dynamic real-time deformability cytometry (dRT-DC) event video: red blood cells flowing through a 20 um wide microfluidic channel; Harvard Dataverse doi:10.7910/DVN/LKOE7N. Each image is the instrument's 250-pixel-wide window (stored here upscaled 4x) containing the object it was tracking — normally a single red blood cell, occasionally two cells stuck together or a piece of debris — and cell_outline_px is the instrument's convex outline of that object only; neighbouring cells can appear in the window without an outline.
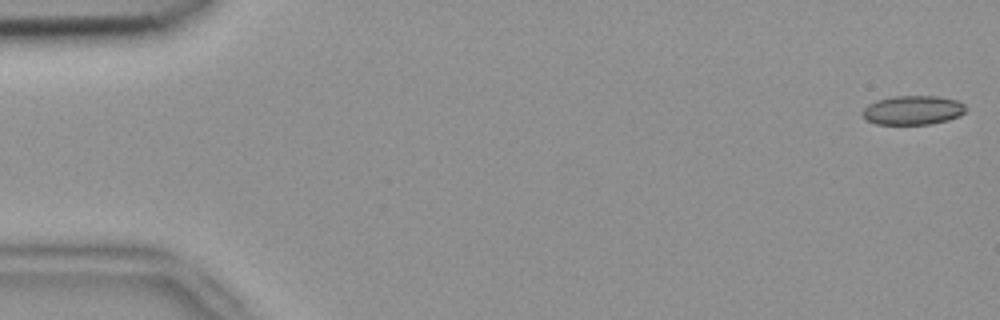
{"species": "common noctule bat (a hibernating species)", "species_latin": "Nyctalus noctula", "temperature_condition": "room temperature", "stored_images_in_passage": 5, "camera_frame_rate_fps": 3000, "um_per_image_px": 0.085, "animal": {"sex": "female", "body_mass_g": 18.4}, "frame": {"image": 1, "passage_image": 1, "time_ms": 0.0, "image_size_px": [1000, 320], "cell_outline_px": [[968, 108], [960, 116], [948, 120], [932, 124], [876, 124], [864, 120], [860, 116], [860, 112], [868, 104], [876, 100], [892, 96], [936, 96], [956, 100], [964, 104]], "centroid_in_image_um": [77.55, 9.37], "position_along_channel_um": 7.5, "area_um2": 17.86}}